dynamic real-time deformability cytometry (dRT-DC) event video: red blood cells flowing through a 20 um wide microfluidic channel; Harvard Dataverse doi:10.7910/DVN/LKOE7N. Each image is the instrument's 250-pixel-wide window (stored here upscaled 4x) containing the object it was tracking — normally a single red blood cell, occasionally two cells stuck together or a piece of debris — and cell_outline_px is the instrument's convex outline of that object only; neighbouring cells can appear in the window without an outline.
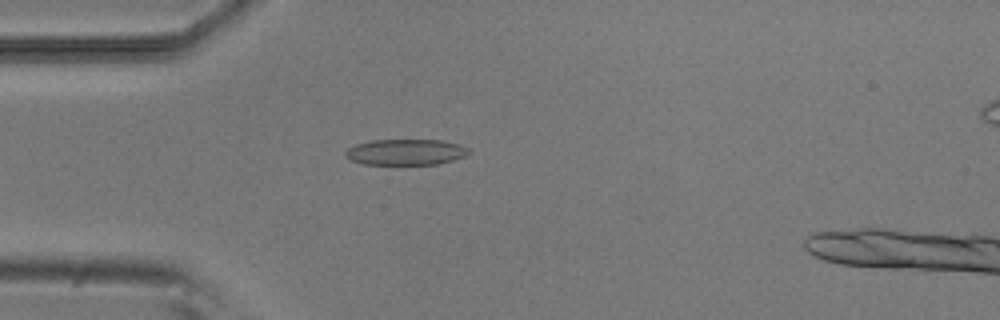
{"species": "common noctule bat (a hibernating species)", "species_latin": "Nyctalus noctula", "temperature_condition": "room temperature", "stored_images_in_passage": 46, "camera_frame_rate_fps": 3000, "um_per_image_px": 0.085, "animal": {"sex": "male", "body_mass_g": 20.5, "forearm_length_mm": 52.5}, "frame": {"image": 1, "passage_image": 9, "time_ms": 2.667, "image_size_px": [1000, 320], "cell_outline_px": [[472, 152], [464, 156], [452, 160], [436, 164], [364, 164], [352, 160], [344, 156], [344, 152], [348, 148], [356, 144], [372, 140], [440, 140], [460, 144], [468, 148]], "centroid_in_image_um": [34.49, 12.92], "position_along_channel_um": 50.5, "area_um2": 18.55}}
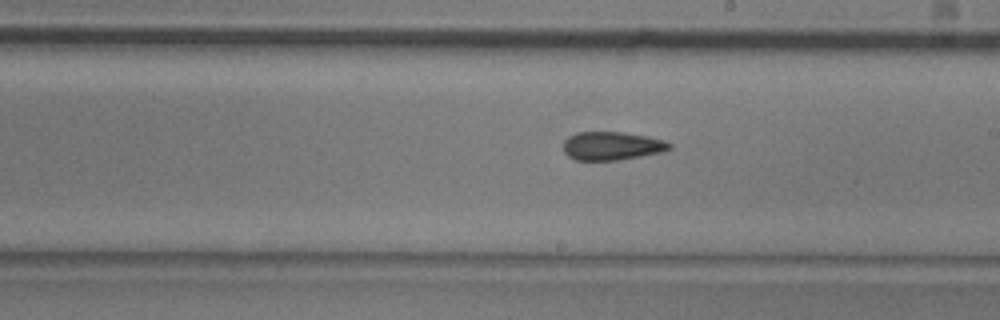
{"frame": {"image": 2, "passage_image": 24, "time_ms": 7.667, "image_size_px": [1000, 320], "cell_outline_px": [[672, 148], [664, 152], [620, 160], [576, 160], [568, 156], [564, 152], [564, 140], [568, 136], [576, 132], [624, 132], [648, 136], [664, 140], [672, 144]], "centroid_in_image_um": [52.04, 12.4], "position_along_channel_um": 237.0, "area_um2": 17.8}}
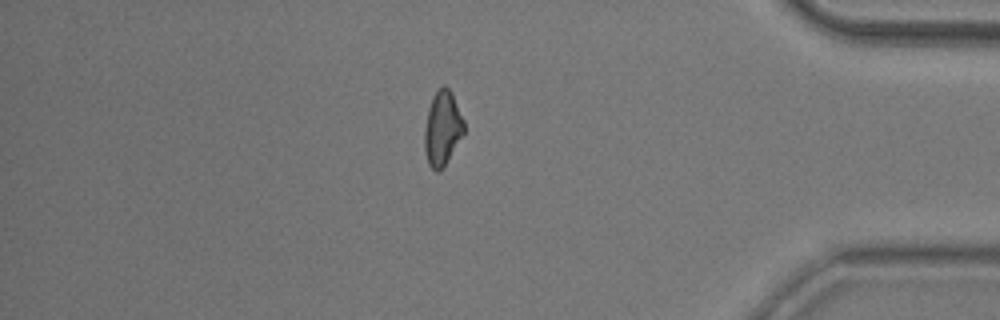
{"frame": {"image": 3, "passage_image": 39, "time_ms": 12.667, "image_size_px": [1000, 320], "cell_outline_px": [[464, 132], [444, 164], [436, 172], [428, 164], [424, 148], [424, 128], [428, 108], [432, 96], [444, 84], [452, 92], [464, 120]], "centroid_in_image_um": [37.58, 10.85], "position_along_channel_um": 397.6, "area_um2": 16.88}, "authors_computed_cell_mechanics": {"area_um2": 17.8602, "velocity_mm_per_s": 3.8925, "shape_relaxation_time_tau1_ms": 7.3918, "shape_relaxation_time_tau2_ms": 3.2127, "deformation_change_tau1": 0.1688, "deformation_change_tau2": 0.1018}}